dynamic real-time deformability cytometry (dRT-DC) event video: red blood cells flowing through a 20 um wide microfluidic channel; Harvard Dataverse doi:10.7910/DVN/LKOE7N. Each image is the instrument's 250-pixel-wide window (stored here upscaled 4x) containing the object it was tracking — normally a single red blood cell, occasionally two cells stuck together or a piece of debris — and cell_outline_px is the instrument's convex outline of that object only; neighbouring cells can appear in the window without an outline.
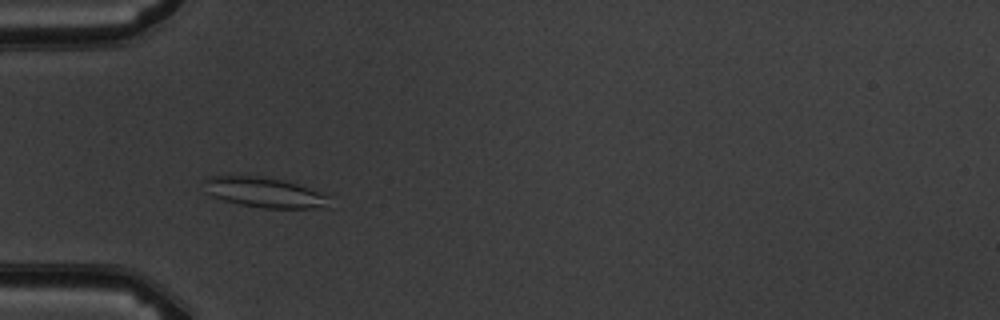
{"species": "common noctule bat (a hibernating species)", "species_latin": "Nyctalus noctula", "temperature_condition": "warm", "stored_images_in_passage": 3, "camera_frame_rate_fps": 3000, "um_per_image_px": 0.085, "animal": {"sex": "male", "body_mass_g": 19.5, "forearm_length_mm": 54.6}, "frame": {"image": 1, "passage_image": 2, "time_ms": 1.333, "image_size_px": [1000, 320], "cell_outline_px": [[332, 208], [264, 208], [240, 204], [224, 200], [212, 196], [204, 192], [200, 180], [208, 176], [264, 176], [284, 180], [332, 196]], "centroid_in_image_um": [22.49, 16.36], "position_along_channel_um": 62.5, "area_um2": 22.6}}
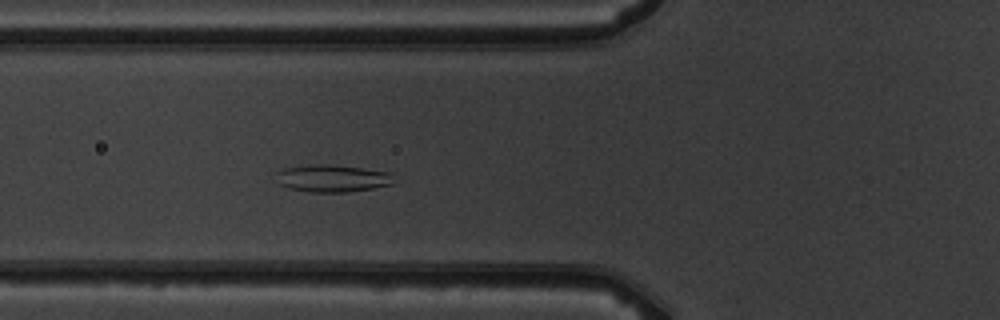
{"frame": {"image": 2, "passage_image": 3, "time_ms": 2.333, "image_size_px": [1000, 320], "cell_outline_px": [[396, 184], [348, 192], [312, 192], [288, 188], [280, 184], [276, 172], [284, 168], [312, 164], [328, 164], [364, 168], [392, 172]], "centroid_in_image_um": [28.32, 15.15], "position_along_channel_um": 97.5, "area_um2": 18.9}}